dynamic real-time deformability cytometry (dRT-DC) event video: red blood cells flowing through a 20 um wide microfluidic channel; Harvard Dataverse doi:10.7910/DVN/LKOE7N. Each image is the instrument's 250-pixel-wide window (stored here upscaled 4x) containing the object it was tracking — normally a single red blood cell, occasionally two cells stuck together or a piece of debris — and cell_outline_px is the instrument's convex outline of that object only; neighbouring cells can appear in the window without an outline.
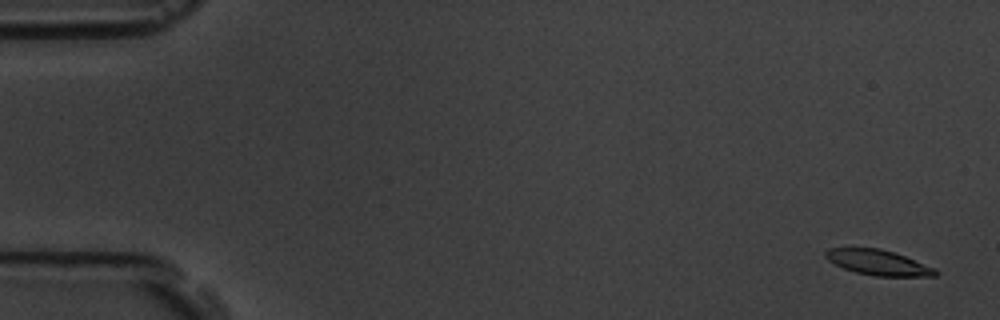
{"species": "common noctule bat (a hibernating species)", "species_latin": "Nyctalus noctula", "temperature_condition": "room temperature", "stored_images_in_passage": 8, "camera_frame_rate_fps": 3000, "um_per_image_px": 0.085, "animal": {"sex": "male", "body_mass_g": 19.5, "forearm_length_mm": 54.6}, "frame": {"image": 1, "passage_image": 1, "time_ms": 0.0, "image_size_px": [1000, 320], "cell_outline_px": [[940, 272], [936, 276], [876, 276], [856, 272], [844, 268], [828, 260], [824, 256], [824, 252], [828, 248], [880, 248], [904, 256], [936, 268]], "centroid_in_image_um": [74.66, 22.31], "position_along_channel_um": 10.3, "area_um2": 16.07}}
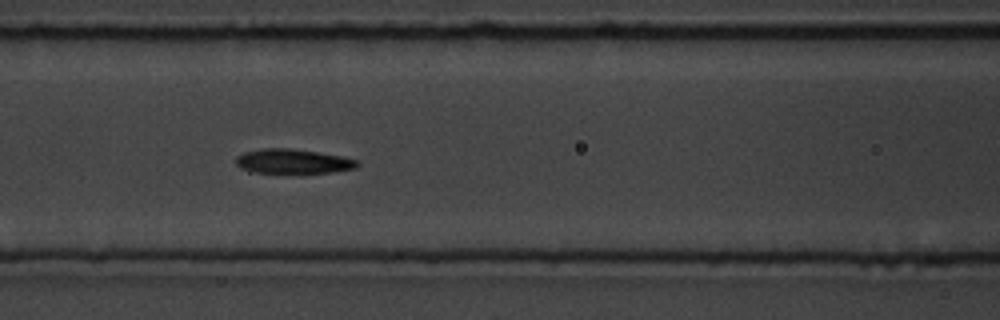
{"frame": {"image": 2, "passage_image": 7, "time_ms": 7.667, "image_size_px": [1000, 320], "cell_outline_px": [[360, 164], [356, 168], [328, 172], [248, 172], [240, 168], [236, 164], [236, 156], [244, 152], [264, 148], [292, 148], [340, 156], [356, 160]], "centroid_in_image_um": [24.84, 13.7], "position_along_channel_um": 141.8, "area_um2": 17.05}}
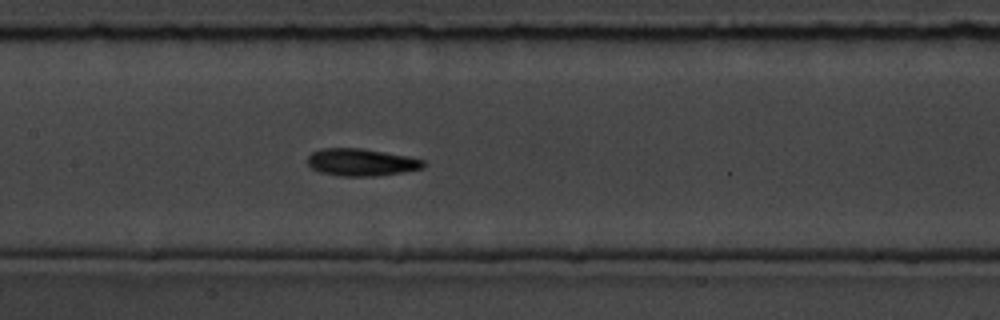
{"frame": {"image": 3, "passage_image": 8, "time_ms": 8.667, "image_size_px": [1000, 320], "cell_outline_px": [[428, 164], [424, 168], [376, 176], [340, 176], [320, 172], [312, 168], [308, 164], [308, 156], [312, 152], [324, 148], [360, 148], [408, 156], [424, 160]], "centroid_in_image_um": [30.73, 13.79], "position_along_channel_um": 176.7, "area_um2": 18.38}}